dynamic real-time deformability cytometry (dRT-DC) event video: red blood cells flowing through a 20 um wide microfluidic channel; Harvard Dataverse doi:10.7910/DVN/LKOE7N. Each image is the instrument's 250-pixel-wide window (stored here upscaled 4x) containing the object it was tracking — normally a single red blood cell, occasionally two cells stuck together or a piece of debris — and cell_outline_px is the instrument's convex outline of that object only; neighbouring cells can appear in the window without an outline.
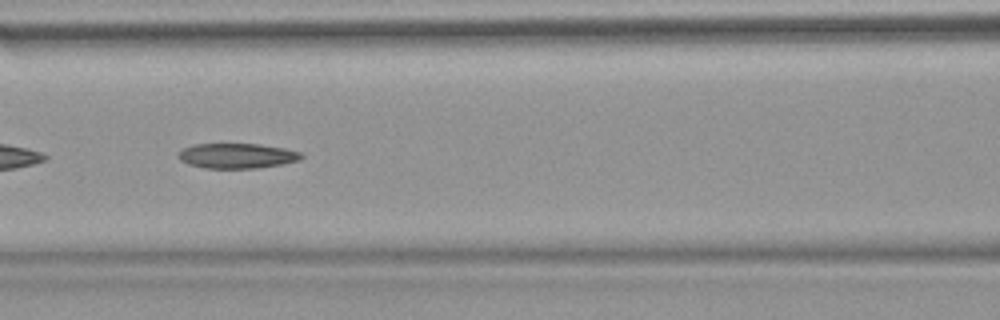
{"species": "common noctule bat (a hibernating species)", "species_latin": "Nyctalus noctula", "temperature_condition": "warm", "stored_images_in_passage": 35, "camera_frame_rate_fps": 3000, "um_per_image_px": 0.085, "animal": {"sex": "female", "body_mass_g": 18.4}, "frame": {"image": 1, "passage_image": 11, "time_ms": 3.333, "image_size_px": [1000, 320], "cell_outline_px": [[304, 156], [300, 160], [280, 164], [256, 168], [204, 168], [188, 164], [180, 160], [180, 152], [184, 148], [196, 144], [260, 144], [284, 148], [300, 152]], "centroid_in_image_um": [20.17, 13.24], "position_along_channel_um": 146.4, "area_um2": 17.74}}